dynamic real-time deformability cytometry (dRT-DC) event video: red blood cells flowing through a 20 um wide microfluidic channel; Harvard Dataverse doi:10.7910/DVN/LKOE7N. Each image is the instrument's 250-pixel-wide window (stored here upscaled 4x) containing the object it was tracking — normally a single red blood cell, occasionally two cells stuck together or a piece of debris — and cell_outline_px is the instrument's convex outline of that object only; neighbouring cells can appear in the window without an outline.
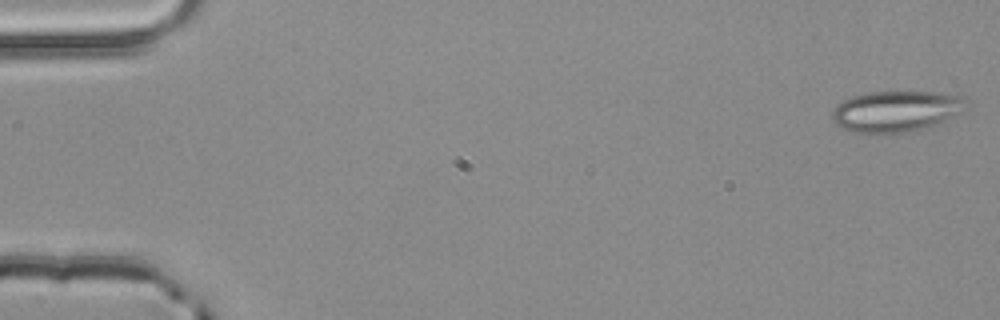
{"species": "common noctule bat (a hibernating species)", "species_latin": "Nyctalus noctula", "temperature_condition": "room temperature", "stored_images_in_passage": 3, "camera_frame_rate_fps": 3000, "um_per_image_px": 0.085, "animal": {"sex": "male", "body_mass_g": 20.4}, "frame": {"image": 1, "passage_image": 1, "time_ms": 0.0, "image_size_px": [1000, 320], "cell_outline_px": [[964, 100], [960, 112], [928, 128], [916, 132], [888, 136], [852, 132], [836, 124], [832, 120], [832, 112], [836, 104], [852, 96], [868, 92], [936, 92], [960, 96]], "centroid_in_image_um": [76.08, 9.51], "position_along_channel_um": 8.9, "area_um2": 32.48}}